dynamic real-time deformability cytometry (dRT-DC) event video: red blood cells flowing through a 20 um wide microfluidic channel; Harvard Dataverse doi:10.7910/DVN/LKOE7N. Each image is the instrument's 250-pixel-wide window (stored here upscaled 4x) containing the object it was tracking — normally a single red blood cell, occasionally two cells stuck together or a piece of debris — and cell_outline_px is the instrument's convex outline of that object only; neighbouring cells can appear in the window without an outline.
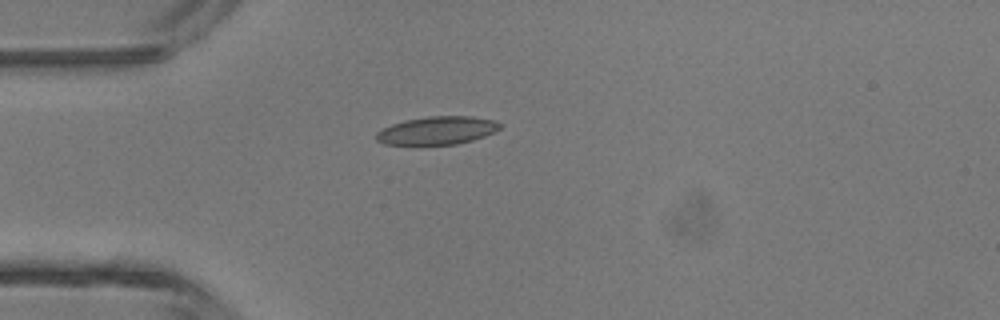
{"species": "common noctule bat (a hibernating species)", "species_latin": "Nyctalus noctula", "temperature_condition": "room temperature", "stored_images_in_passage": 5, "camera_frame_rate_fps": 3000, "um_per_image_px": 0.085, "animal": {"sex": "male", "body_mass_g": 13.3}, "frame": {"image": 1, "passage_image": 4, "time_ms": 1.0, "image_size_px": [1000, 320], "cell_outline_px": [[500, 128], [496, 132], [472, 140], [456, 144], [384, 144], [376, 140], [376, 132], [392, 124], [404, 120], [428, 116], [472, 116], [492, 120], [500, 124]], "centroid_in_image_um": [37.15, 11.08], "position_along_channel_um": 47.8, "area_um2": 20.06}}
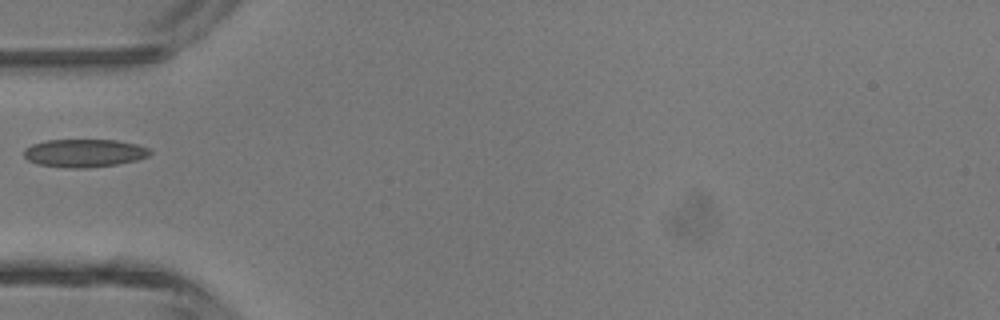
{"frame": {"image": 2, "passage_image": 5, "time_ms": 1.333, "image_size_px": [1000, 320], "cell_outline_px": [[152, 152], [148, 156], [136, 160], [116, 164], [88, 168], [72, 168], [40, 164], [28, 160], [24, 156], [24, 148], [32, 144], [48, 140], [116, 140], [136, 144], [148, 148]], "centroid_in_image_um": [7.16, 13.0], "position_along_channel_um": 77.8, "area_um2": 20.4}}